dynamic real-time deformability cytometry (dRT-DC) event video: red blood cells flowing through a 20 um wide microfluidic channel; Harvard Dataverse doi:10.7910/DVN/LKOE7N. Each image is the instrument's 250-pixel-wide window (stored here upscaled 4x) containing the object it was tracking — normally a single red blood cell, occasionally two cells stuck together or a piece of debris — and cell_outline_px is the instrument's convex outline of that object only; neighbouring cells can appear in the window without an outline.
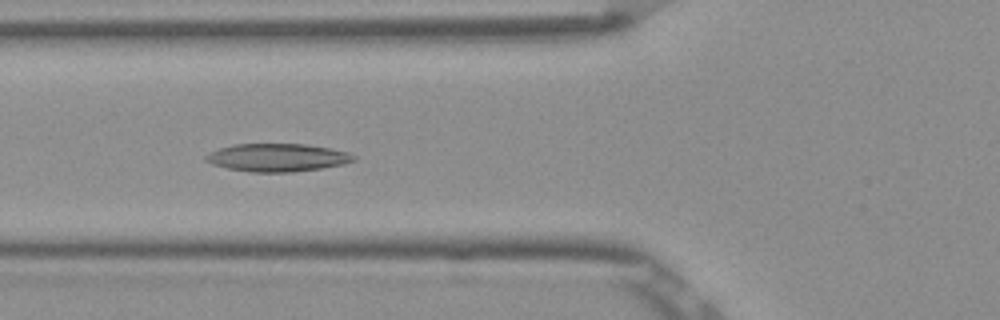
{"species": "Egyptian fruit bat (a non-hibernating species)", "species_latin": "Rousettus aegyptiacus", "temperature_condition": "room temperature", "stored_images_in_passage": 5, "camera_frame_rate_fps": 3000, "um_per_image_px": 0.085, "frame": {"image": 1, "passage_image": 3, "time_ms": 0.667, "image_size_px": [1000, 320], "cell_outline_px": [[356, 160], [344, 164], [320, 168], [292, 172], [252, 172], [228, 168], [212, 164], [204, 160], [204, 156], [220, 148], [236, 144], [304, 144], [328, 148], [348, 152], [356, 156]], "centroid_in_image_um": [23.59, 13.39], "position_along_channel_um": 102.2, "area_um2": 23.87}}
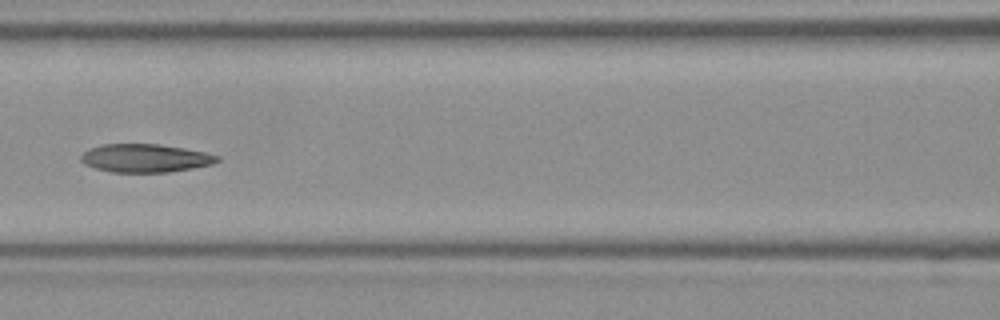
{"frame": {"image": 2, "passage_image": 4, "time_ms": 1.0, "image_size_px": [1000, 320], "cell_outline_px": [[220, 160], [212, 164], [192, 168], [168, 172], [112, 172], [96, 168], [84, 164], [80, 160], [80, 156], [88, 148], [104, 144], [160, 144], [184, 148], [204, 152], [220, 156]], "centroid_in_image_um": [12.33, 13.44], "position_along_channel_um": 154.3, "area_um2": 22.43}}
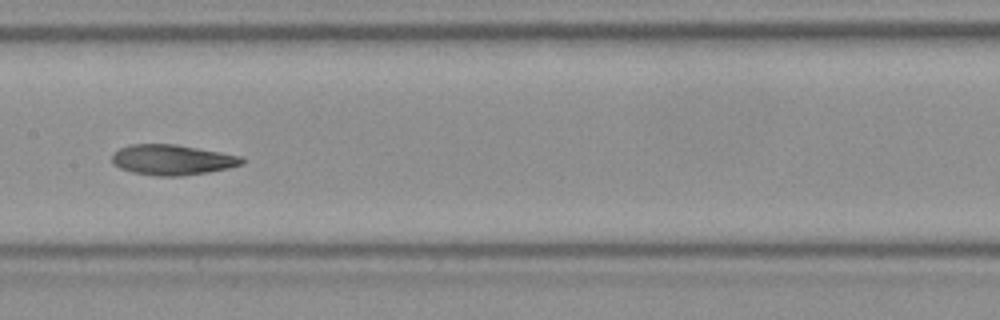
{"frame": {"image": 3, "passage_image": 5, "time_ms": 1.333, "image_size_px": [1000, 320], "cell_outline_px": [[248, 160], [244, 164], [228, 168], [208, 172], [180, 176], [156, 176], [132, 172], [120, 168], [112, 164], [112, 152], [120, 148], [132, 144], [176, 144], [244, 156]], "centroid_in_image_um": [14.68, 13.58], "position_along_channel_um": 192.7, "area_um2": 23.29}}